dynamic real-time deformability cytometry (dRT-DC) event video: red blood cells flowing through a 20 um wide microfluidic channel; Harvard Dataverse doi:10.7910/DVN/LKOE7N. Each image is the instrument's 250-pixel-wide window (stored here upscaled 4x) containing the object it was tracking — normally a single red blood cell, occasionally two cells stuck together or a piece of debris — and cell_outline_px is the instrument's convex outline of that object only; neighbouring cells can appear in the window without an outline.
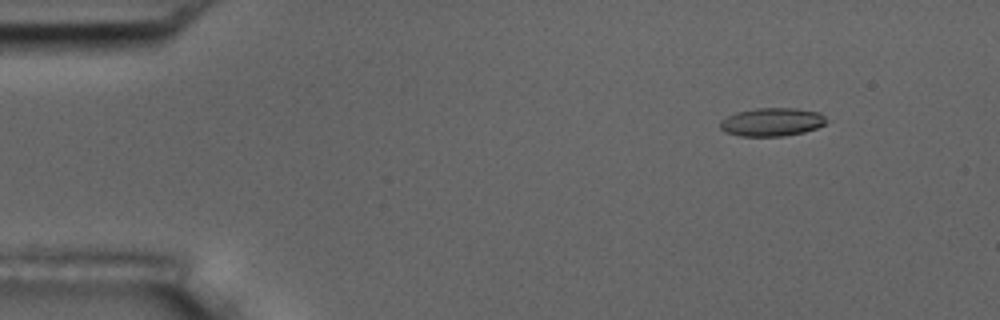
{"species": "common noctule bat (a hibernating species)", "species_latin": "Nyctalus noctula", "temperature_condition": "room temperature", "stored_images_in_passage": 6, "camera_frame_rate_fps": 3000, "um_per_image_px": 0.085, "animal": {"sex": "male", "body_mass_g": 17.5, "forearm_length_mm": 52.3}, "frame": {"image": 1, "passage_image": 2, "time_ms": 2.0, "image_size_px": [1000, 320], "cell_outline_px": [[828, 120], [824, 124], [816, 128], [804, 132], [784, 136], [740, 136], [724, 132], [720, 128], [720, 120], [736, 112], [756, 108], [796, 108], [820, 112]], "centroid_in_image_um": [65.61, 10.37], "position_along_channel_um": 19.4, "area_um2": 17.63}}
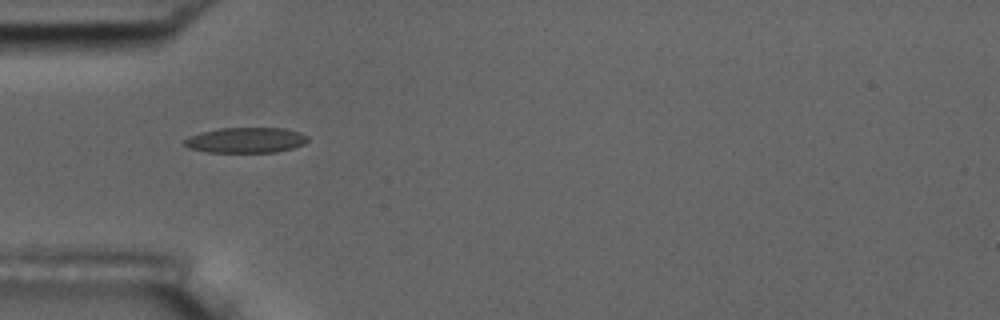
{"frame": {"image": 2, "passage_image": 5, "time_ms": 5.667, "image_size_px": [1000, 320], "cell_outline_px": [[308, 140], [304, 144], [292, 148], [276, 152], [208, 152], [188, 148], [184, 144], [184, 140], [188, 136], [200, 132], [220, 128], [284, 128], [300, 132], [308, 136]], "centroid_in_image_um": [20.89, 11.91], "position_along_channel_um": 64.1, "area_um2": 18.32}}